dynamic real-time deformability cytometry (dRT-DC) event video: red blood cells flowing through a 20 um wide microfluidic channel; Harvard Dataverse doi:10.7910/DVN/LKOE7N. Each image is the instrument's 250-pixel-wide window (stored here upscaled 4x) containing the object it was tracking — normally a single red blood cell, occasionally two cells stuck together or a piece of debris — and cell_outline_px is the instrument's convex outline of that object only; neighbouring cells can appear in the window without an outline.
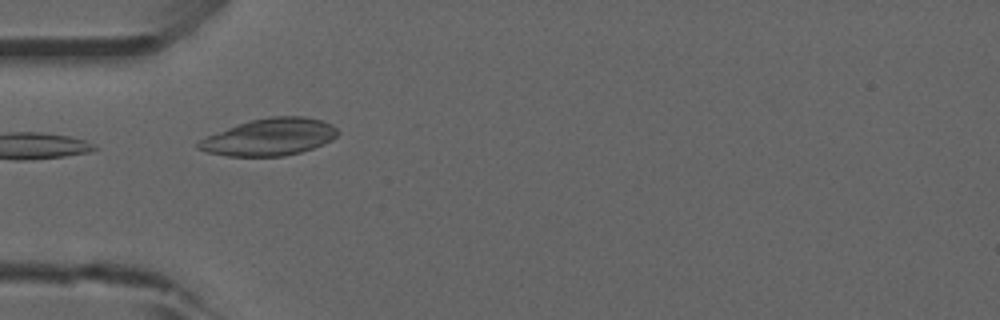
{"species": "common noctule bat (a hibernating species)", "species_latin": "Nyctalus noctula", "temperature_condition": "room temperature", "stored_images_in_passage": 5, "camera_frame_rate_fps": 3000, "um_per_image_px": 0.085, "animal": {"sex": "male", "forearm_length_mm": 52.5}, "frame": {"image": 1, "passage_image": 1, "time_ms": 0.0, "image_size_px": [1000, 320], "cell_outline_px": [[340, 132], [332, 140], [324, 144], [300, 152], [284, 156], [228, 156], [208, 152], [196, 148], [196, 144], [200, 140], [208, 136], [228, 128], [252, 120], [268, 116], [304, 116], [320, 120], [332, 124]], "centroid_in_image_um": [22.95, 11.65], "position_along_channel_um": 62.1, "area_um2": 29.82}}